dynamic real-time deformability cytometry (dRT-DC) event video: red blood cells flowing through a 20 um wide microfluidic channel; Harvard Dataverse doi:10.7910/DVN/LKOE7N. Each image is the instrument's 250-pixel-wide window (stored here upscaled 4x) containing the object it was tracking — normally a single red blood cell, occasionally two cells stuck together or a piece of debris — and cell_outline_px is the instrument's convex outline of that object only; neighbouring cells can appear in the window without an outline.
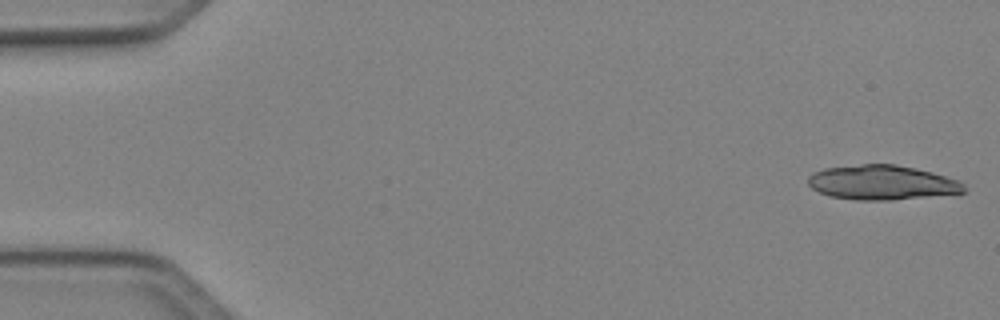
{"species": "Egyptian fruit bat (a non-hibernating species)", "species_latin": "Rousettus aegyptiacus", "temperature_condition": "cold", "stored_images_in_passage": 18, "camera_frame_rate_fps": 3000, "um_per_image_px": 0.085, "animal": {"sex": "female"}, "frame": {"image": 1, "passage_image": 1, "time_ms": 0.0, "image_size_px": [1000, 320], "cell_outline_px": [[964, 192], [956, 196], [892, 200], [856, 200], [828, 196], [812, 188], [808, 184], [808, 176], [812, 172], [824, 168], [860, 164], [896, 164], [916, 168], [932, 172], [960, 180], [964, 184]], "centroid_in_image_um": [75.05, 15.53], "position_along_channel_um": 9.9, "area_um2": 32.31}}
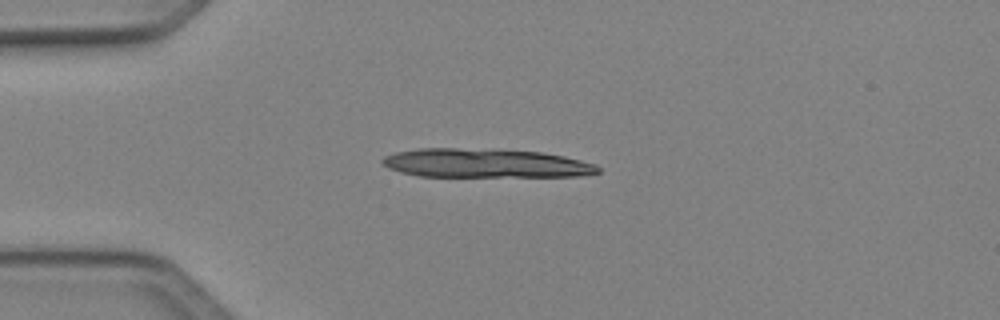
{"frame": {"image": 2, "passage_image": 12, "time_ms": 3.667, "image_size_px": [1000, 320], "cell_outline_px": [[600, 172], [580, 176], [420, 176], [400, 172], [388, 168], [380, 164], [380, 160], [384, 156], [396, 152], [416, 148], [456, 148], [540, 152], [564, 156], [596, 164], [600, 168]], "centroid_in_image_um": [41.21, 13.87], "position_along_channel_um": 43.8, "area_um2": 36.18}}